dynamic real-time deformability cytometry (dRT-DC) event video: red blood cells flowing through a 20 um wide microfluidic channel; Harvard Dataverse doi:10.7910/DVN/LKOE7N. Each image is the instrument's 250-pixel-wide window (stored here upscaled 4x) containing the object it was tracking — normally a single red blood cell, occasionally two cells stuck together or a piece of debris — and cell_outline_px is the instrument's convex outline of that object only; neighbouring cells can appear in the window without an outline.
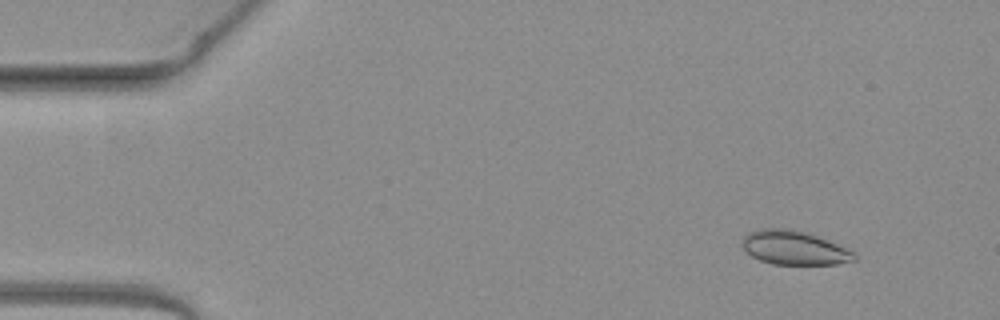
{"species": "common noctule bat (a hibernating species)", "species_latin": "Nyctalus noctula", "temperature_condition": "warm", "stored_images_in_passage": 44, "camera_frame_rate_fps": 3000, "um_per_image_px": 0.085, "animal": {"sex": "female", "body_mass_g": 19.3, "forearm_length_mm": 54.1}, "frame": {"image": 1, "passage_image": 1, "time_ms": 0.0, "image_size_px": [1000, 320], "cell_outline_px": [[856, 260], [836, 264], [772, 264], [760, 260], [752, 256], [744, 248], [744, 236], [748, 232], [764, 228], [784, 228], [804, 232], [828, 240], [852, 252], [856, 256]], "centroid_in_image_um": [67.49, 21.07], "position_along_channel_um": 17.5, "area_um2": 21.68}}
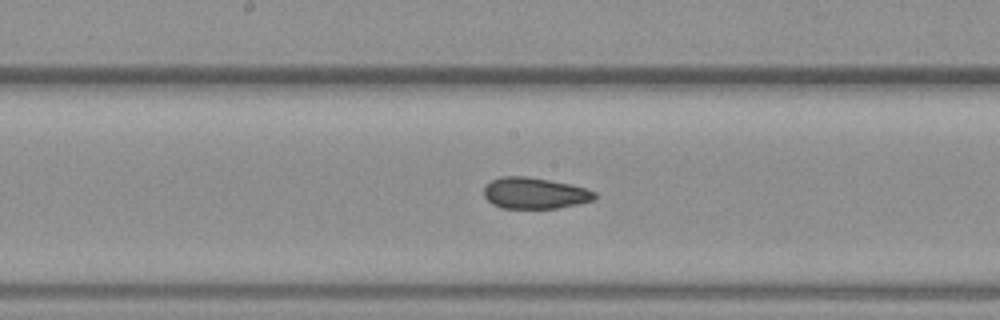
{"frame": {"image": 2, "passage_image": 22, "time_ms": 7.0, "image_size_px": [1000, 320], "cell_outline_px": [[596, 196], [592, 200], [560, 208], [500, 208], [492, 204], [484, 196], [484, 188], [492, 180], [500, 176], [528, 176], [588, 188], [596, 192]], "centroid_in_image_um": [45.44, 16.42], "position_along_channel_um": 202.8, "area_um2": 20.11}}
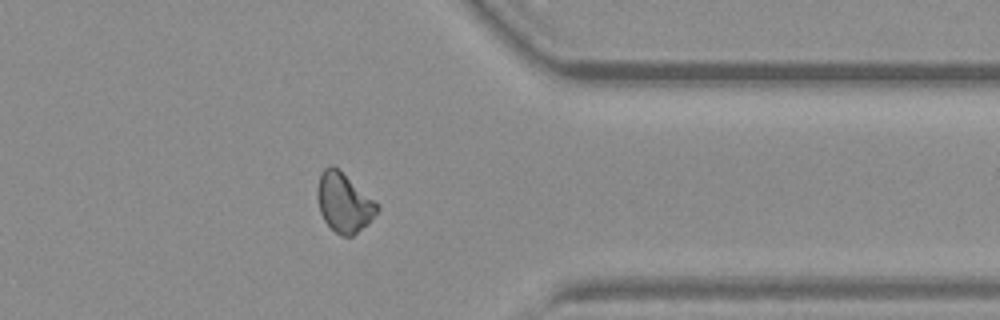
{"frame": {"image": 3, "passage_image": 36, "time_ms": 11.667, "image_size_px": [1000, 320], "cell_outline_px": [[380, 208], [368, 224], [352, 236], [340, 236], [324, 220], [320, 212], [316, 196], [316, 188], [320, 172], [328, 164], [332, 164], [380, 204]], "centroid_in_image_um": [29.22, 17.2], "position_along_channel_um": 382.2, "area_um2": 20.81}, "authors_computed_cell_mechanics": {"area_um2": 20.519, "velocity_mm_per_s": 4.0918, "shape_relaxation_time_tau1_ms": null, "shape_relaxation_time_tau2_ms": 2.9547, "deformation_change_tau1": null, "deformation_change_tau2": 0.0623}}